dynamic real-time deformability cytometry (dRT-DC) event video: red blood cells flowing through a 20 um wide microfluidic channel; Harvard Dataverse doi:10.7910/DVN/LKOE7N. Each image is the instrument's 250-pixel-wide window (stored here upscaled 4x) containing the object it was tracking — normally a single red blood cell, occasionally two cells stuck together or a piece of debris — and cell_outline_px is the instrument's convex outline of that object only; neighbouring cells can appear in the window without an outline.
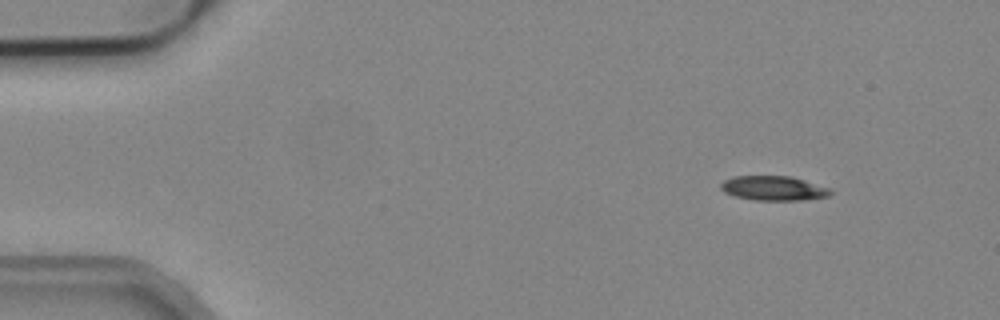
{"species": "common noctule bat (a hibernating species)", "species_latin": "Nyctalus noctula", "temperature_condition": "cold", "stored_images_in_passage": 3, "camera_frame_rate_fps": 3000, "um_per_image_px": 0.085, "animal": {"sex": "male", "body_mass_g": 19.2, "forearm_length_mm": 51.8}, "frame": {"image": 1, "passage_image": 1, "time_ms": 0.0, "image_size_px": [1000, 320], "cell_outline_px": [[832, 192], [828, 196], [800, 200], [756, 200], [736, 196], [724, 192], [720, 188], [720, 184], [724, 180], [732, 176], [792, 176], [832, 188]], "centroid_in_image_um": [65.77, 15.99], "position_along_channel_um": 19.2, "area_um2": 15.72}}